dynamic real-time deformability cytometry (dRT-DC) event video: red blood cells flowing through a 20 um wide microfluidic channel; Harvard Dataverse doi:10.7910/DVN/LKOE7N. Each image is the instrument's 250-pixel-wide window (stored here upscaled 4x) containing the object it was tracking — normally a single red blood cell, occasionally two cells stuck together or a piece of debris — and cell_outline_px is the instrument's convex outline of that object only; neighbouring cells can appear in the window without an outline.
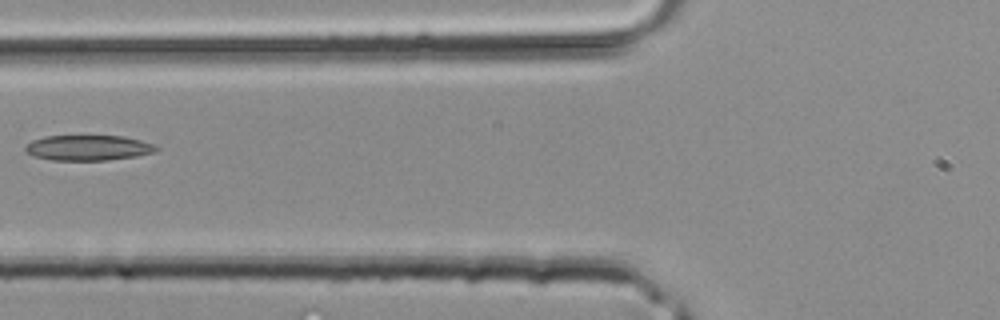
{"species": "common noctule bat (a hibernating species)", "species_latin": "Nyctalus noctula", "temperature_condition": "room temperature", "stored_images_in_passage": 5, "camera_frame_rate_fps": 3000, "um_per_image_px": 0.085, "animal": {"sex": "male", "body_mass_g": 20.4}, "frame": {"image": 1, "passage_image": 5, "time_ms": 1.333, "image_size_px": [1000, 320], "cell_outline_px": [[160, 148], [156, 152], [136, 156], [108, 160], [52, 160], [36, 156], [24, 152], [24, 148], [32, 140], [44, 136], [124, 136], [140, 140], [152, 144]], "centroid_in_image_um": [7.5, 12.56], "position_along_channel_um": 118.3, "area_um2": 19.31}}